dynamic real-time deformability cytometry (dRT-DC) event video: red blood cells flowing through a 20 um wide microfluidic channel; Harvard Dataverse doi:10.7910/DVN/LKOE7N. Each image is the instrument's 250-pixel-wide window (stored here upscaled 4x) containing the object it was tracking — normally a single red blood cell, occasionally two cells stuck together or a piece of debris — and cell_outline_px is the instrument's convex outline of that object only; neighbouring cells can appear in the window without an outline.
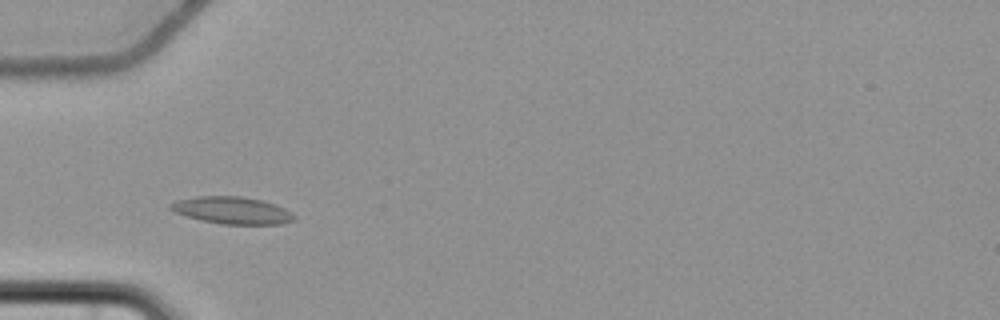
{"species": "common noctule bat (a hibernating species)", "species_latin": "Nyctalus noctula", "temperature_condition": "cold", "stored_images_in_passage": 6, "camera_frame_rate_fps": 3000, "um_per_image_px": 0.085, "animal": {"sex": "female", "body_mass_g": 22.7, "forearm_length_mm": 54.2}, "frame": {"image": 1, "passage_image": 3, "time_ms": 2.333, "image_size_px": [1000, 320], "cell_outline_px": [[296, 220], [280, 224], [224, 224], [204, 220], [188, 216], [176, 212], [168, 208], [168, 204], [176, 200], [196, 196], [240, 196], [260, 200], [284, 208], [292, 212], [296, 216]], "centroid_in_image_um": [19.74, 17.87], "position_along_channel_um": 65.3, "area_um2": 19.36}}
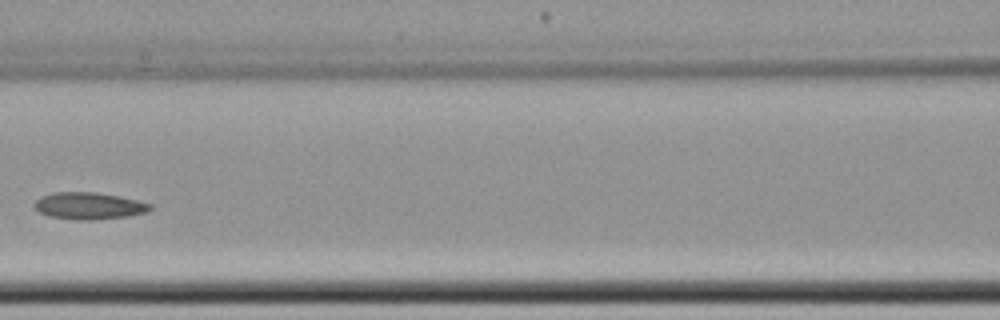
{"frame": {"image": 2, "passage_image": 5, "time_ms": 5.0, "image_size_px": [1000, 320], "cell_outline_px": [[152, 208], [148, 212], [128, 216], [92, 220], [76, 220], [48, 216], [40, 212], [32, 204], [40, 196], [56, 192], [96, 192], [136, 200], [152, 204]], "centroid_in_image_um": [7.54, 17.5], "position_along_channel_um": 159.1, "area_um2": 18.15}}
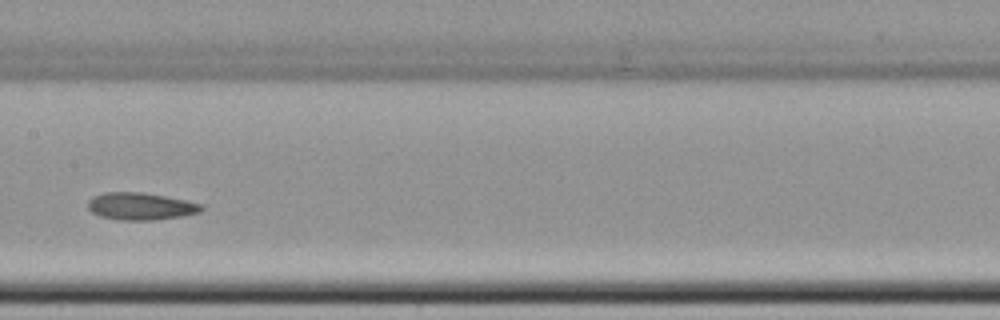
{"frame": {"image": 3, "passage_image": 6, "time_ms": 6.0, "image_size_px": [1000, 320], "cell_outline_px": [[204, 208], [200, 212], [184, 216], [152, 220], [120, 220], [100, 216], [92, 212], [88, 208], [88, 200], [92, 196], [104, 192], [140, 192], [164, 196], [204, 204]], "centroid_in_image_um": [11.95, 17.53], "position_along_channel_um": 195.4, "area_um2": 18.09}}